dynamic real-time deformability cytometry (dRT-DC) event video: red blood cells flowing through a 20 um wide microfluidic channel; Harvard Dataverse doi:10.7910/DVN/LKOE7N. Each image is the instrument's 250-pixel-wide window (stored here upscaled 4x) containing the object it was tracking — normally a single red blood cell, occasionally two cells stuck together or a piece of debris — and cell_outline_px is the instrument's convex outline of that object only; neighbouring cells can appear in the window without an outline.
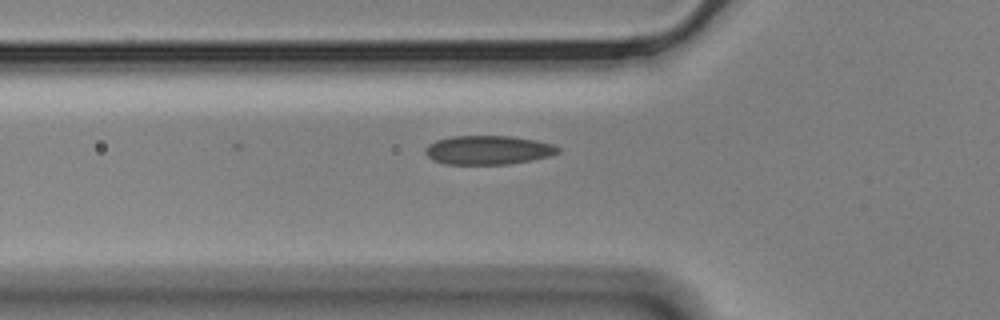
{"species": "Egyptian fruit bat (a non-hibernating species)", "species_latin": "Rousettus aegyptiacus", "temperature_condition": "cold", "stored_images_in_passage": 4, "camera_frame_rate_fps": 3000, "um_per_image_px": 0.085, "animal": {"sex": "male"}, "frame": {"image": 1, "passage_image": 4, "time_ms": 1.0, "image_size_px": [1000, 320], "cell_outline_px": [[560, 152], [548, 156], [532, 160], [508, 164], [444, 164], [432, 160], [424, 152], [424, 148], [428, 144], [436, 140], [452, 136], [512, 136], [536, 140], [552, 144], [560, 148]], "centroid_in_image_um": [41.46, 12.75], "position_along_channel_um": 84.3, "area_um2": 22.48}}